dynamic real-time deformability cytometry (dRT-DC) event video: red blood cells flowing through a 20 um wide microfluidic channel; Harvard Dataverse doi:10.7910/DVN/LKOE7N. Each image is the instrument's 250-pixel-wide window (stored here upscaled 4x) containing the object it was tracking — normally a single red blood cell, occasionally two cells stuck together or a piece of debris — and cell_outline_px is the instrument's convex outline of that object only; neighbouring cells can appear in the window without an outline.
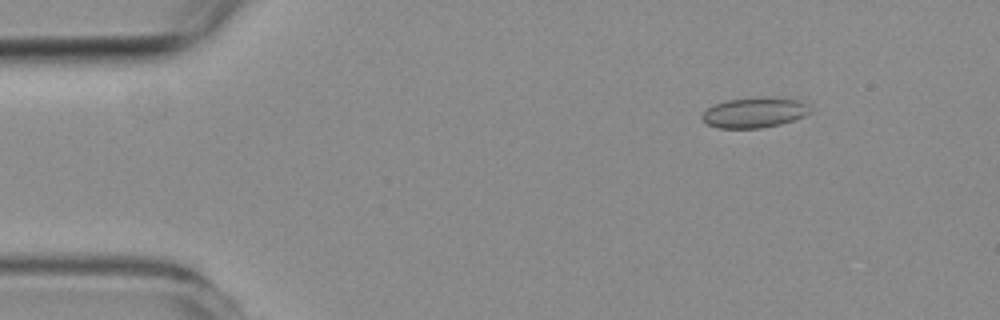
{"species": "common noctule bat (a hibernating species)", "species_latin": "Nyctalus noctula", "temperature_condition": "room temperature", "stored_images_in_passage": 4, "camera_frame_rate_fps": 3000, "um_per_image_px": 0.085, "animal": {"sex": "female", "body_mass_g": 19.3, "forearm_length_mm": 54.1}, "frame": {"image": 1, "passage_image": 2, "time_ms": 1.0, "image_size_px": [1000, 320], "cell_outline_px": [[812, 112], [804, 116], [780, 124], [760, 128], [716, 128], [708, 124], [700, 116], [708, 108], [716, 104], [728, 100], [800, 100], [808, 104]], "centroid_in_image_um": [64.12, 9.63], "position_along_channel_um": 20.9, "area_um2": 18.03}}